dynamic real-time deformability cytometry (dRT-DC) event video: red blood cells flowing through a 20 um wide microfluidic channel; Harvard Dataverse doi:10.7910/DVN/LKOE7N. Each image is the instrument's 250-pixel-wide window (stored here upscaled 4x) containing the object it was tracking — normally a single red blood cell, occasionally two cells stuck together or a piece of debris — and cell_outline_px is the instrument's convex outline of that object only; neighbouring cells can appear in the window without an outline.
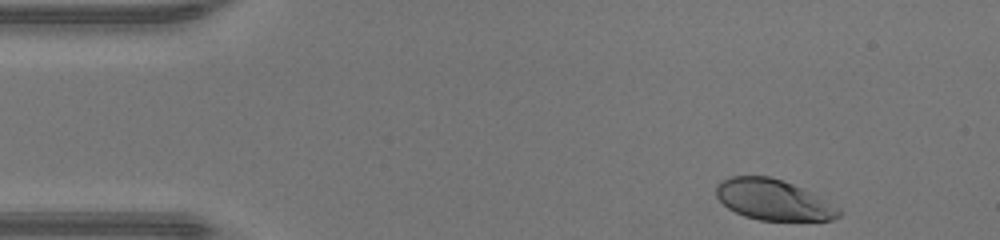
{"species": "human", "species_latin": "Homo sapiens", "temperature_condition": "warm", "stored_images_in_passage": 36, "camera_frame_rate_fps": 3000, "um_per_image_px": 0.085, "donor": {"sex": "male"}, "frame": {"image": 1, "passage_image": 1, "time_ms": 0.0, "image_size_px": [1000, 240], "cell_outline_px": [[844, 212], [840, 216], [832, 220], [760, 220], [744, 216], [728, 208], [716, 196], [716, 184], [720, 180], [732, 176], [768, 176], [784, 180], [804, 188], [840, 208]], "centroid_in_image_um": [65.74, 16.97], "position_along_channel_um": 19.3, "area_um2": 29.25}}
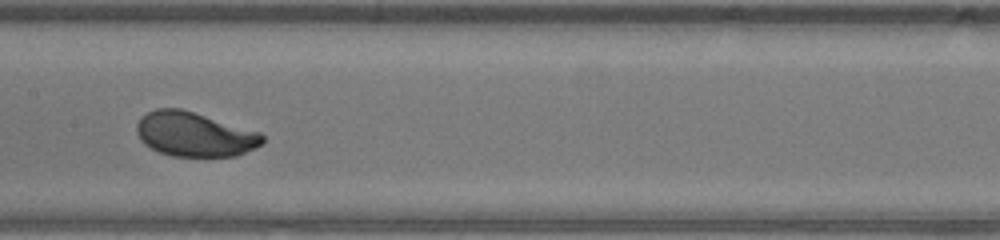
{"frame": {"image": 2, "passage_image": 19, "time_ms": 6.0, "image_size_px": [1000, 240], "cell_outline_px": [[264, 140], [256, 148], [236, 156], [172, 156], [160, 152], [144, 144], [140, 140], [136, 132], [136, 124], [140, 116], [156, 108], [180, 108], [260, 132], [264, 136]], "centroid_in_image_um": [16.5, 11.41], "position_along_channel_um": 190.9, "area_um2": 32.54}}
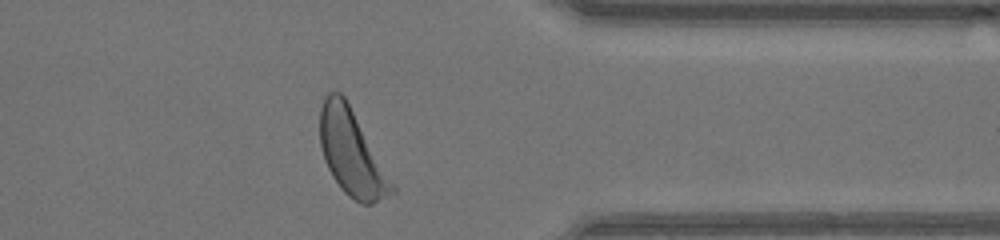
{"frame": {"image": 3, "passage_image": 33, "time_ms": 10.667, "image_size_px": [1000, 240], "cell_outline_px": [[396, 192], [372, 204], [360, 204], [348, 196], [340, 188], [332, 176], [324, 160], [320, 144], [320, 108], [324, 96], [328, 92], [340, 92], [344, 96], [396, 184]], "centroid_in_image_um": [29.91, 13.03], "position_along_channel_um": 381.5, "area_um2": 36.13}, "authors_computed_cell_mechanics": {"area_um2": 32.4836, "velocity_mm_per_s": 4.378, "shape_relaxation_time_tau1_ms": 1.8968, "shape_relaxation_time_tau2_ms": null, "deformation_change_tau1": 0.1467, "deformation_change_tau2": null}}